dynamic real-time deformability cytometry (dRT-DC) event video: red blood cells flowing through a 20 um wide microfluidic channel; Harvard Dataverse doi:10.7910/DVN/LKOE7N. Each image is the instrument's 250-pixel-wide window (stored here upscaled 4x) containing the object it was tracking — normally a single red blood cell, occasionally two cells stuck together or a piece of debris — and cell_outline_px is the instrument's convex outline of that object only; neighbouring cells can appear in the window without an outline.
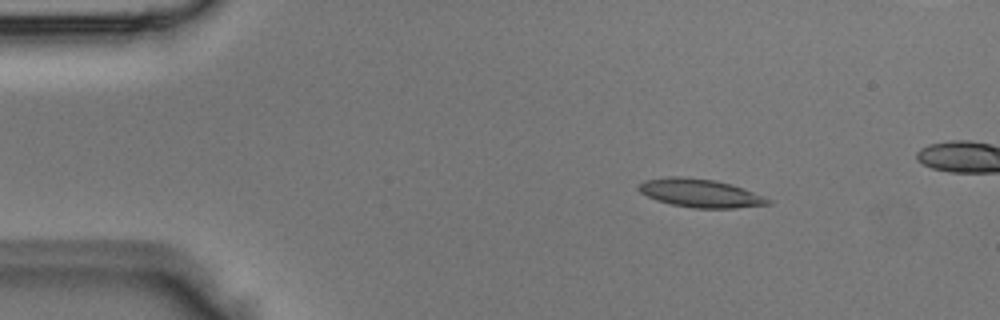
{"species": "Egyptian fruit bat (a non-hibernating species)", "species_latin": "Rousettus aegyptiacus", "temperature_condition": "room temperature", "stored_images_in_passage": 6, "camera_frame_rate_fps": 3000, "um_per_image_px": 0.085, "animal": {"sex": "male"}, "frame": {"image": 1, "passage_image": 3, "time_ms": 0.667, "image_size_px": [1000, 320], "cell_outline_px": [[772, 204], [736, 208], [692, 208], [672, 204], [656, 200], [640, 192], [636, 188], [644, 180], [668, 176], [684, 176], [716, 180], [732, 184], [772, 200]], "centroid_in_image_um": [59.5, 16.41], "position_along_channel_um": 25.5, "area_um2": 21.44}}